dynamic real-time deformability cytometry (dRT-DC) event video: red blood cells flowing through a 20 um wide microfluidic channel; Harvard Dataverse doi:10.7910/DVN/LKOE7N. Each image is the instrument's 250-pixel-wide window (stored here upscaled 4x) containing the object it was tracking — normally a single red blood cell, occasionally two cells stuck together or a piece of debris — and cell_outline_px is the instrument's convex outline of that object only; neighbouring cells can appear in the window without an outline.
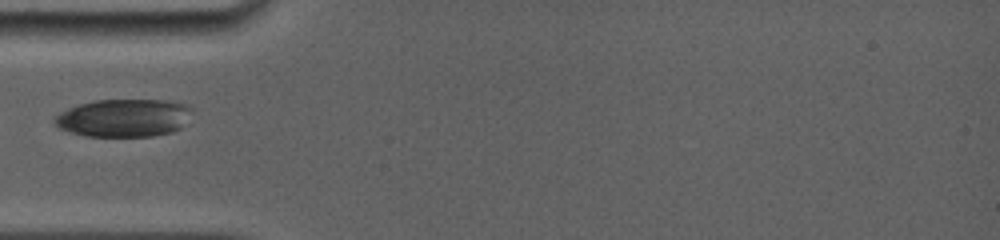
{"species": "common noctule bat (a hibernating species)", "species_latin": "Nyctalus noctula", "temperature_condition": "room temperature", "stored_images_in_passage": 13, "camera_frame_rate_fps": 5000, "um_per_image_px": 0.085, "animal": {"sex": "female", "body_mass_g": 19.0, "forearm_length_mm": 56.7}, "frame": {"image": 1, "passage_image": 1, "time_ms": 0.0, "image_size_px": [1000, 240], "cell_outline_px": [[192, 112], [180, 128], [172, 132], [152, 136], [84, 136], [68, 132], [60, 128], [52, 120], [60, 112], [68, 108], [80, 104], [96, 100], [164, 100], [184, 104], [192, 108]], "centroid_in_image_um": [10.5, 10.02], "position_along_channel_um": 74.5, "area_um2": 30.23}}